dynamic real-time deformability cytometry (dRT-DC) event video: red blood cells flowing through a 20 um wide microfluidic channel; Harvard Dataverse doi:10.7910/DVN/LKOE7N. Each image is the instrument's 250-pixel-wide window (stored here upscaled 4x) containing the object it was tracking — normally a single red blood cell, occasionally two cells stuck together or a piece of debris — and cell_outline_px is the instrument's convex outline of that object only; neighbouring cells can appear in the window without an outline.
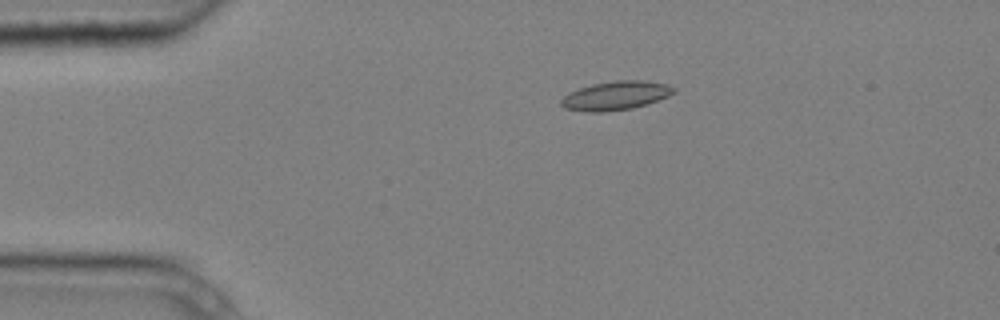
{"species": "common noctule bat (a hibernating species)", "species_latin": "Nyctalus noctula", "temperature_condition": "cold", "stored_images_in_passage": 6, "camera_frame_rate_fps": 3000, "um_per_image_px": 0.085, "animal": {"sex": "male", "body_mass_g": 20.4}, "frame": {"image": 1, "passage_image": 1, "time_ms": 0.0, "image_size_px": [1000, 320], "cell_outline_px": [[676, 92], [668, 96], [632, 108], [604, 112], [588, 112], [564, 108], [560, 104], [560, 100], [564, 96], [580, 88], [592, 84], [616, 80], [640, 80], [668, 84], [676, 88]], "centroid_in_image_um": [52.33, 8.12], "position_along_channel_um": 32.7, "area_um2": 18.73}}
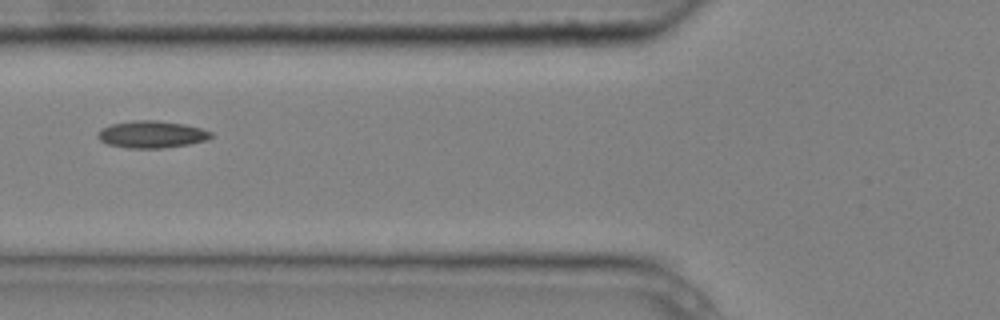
{"frame": {"image": 2, "passage_image": 3, "time_ms": 0.667, "image_size_px": [1000, 320], "cell_outline_px": [[212, 136], [208, 140], [188, 144], [160, 148], [128, 148], [108, 144], [100, 140], [96, 136], [96, 132], [100, 128], [112, 124], [132, 120], [156, 120], [184, 124], [200, 128], [212, 132]], "centroid_in_image_um": [12.86, 11.41], "position_along_channel_um": 112.9, "area_um2": 17.92}}
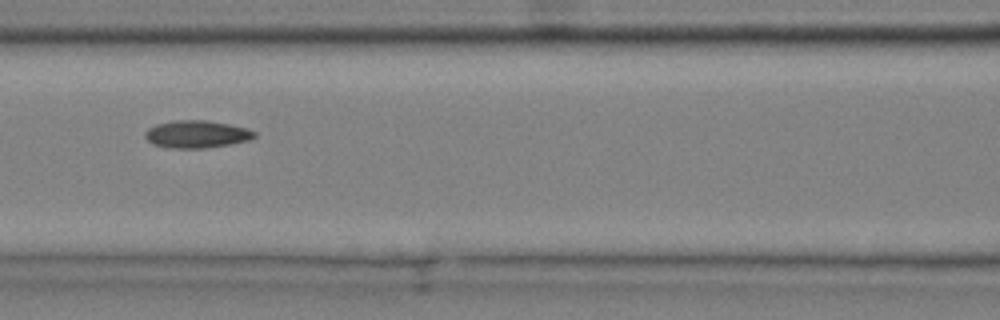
{"frame": {"image": 3, "passage_image": 4, "time_ms": 1.0, "image_size_px": [1000, 320], "cell_outline_px": [[256, 136], [252, 140], [232, 144], [204, 148], [168, 148], [152, 144], [144, 136], [144, 132], [148, 128], [156, 124], [172, 120], [204, 120], [228, 124], [248, 128], [256, 132]], "centroid_in_image_um": [16.72, 11.41], "position_along_channel_um": 149.9, "area_um2": 17.74}}